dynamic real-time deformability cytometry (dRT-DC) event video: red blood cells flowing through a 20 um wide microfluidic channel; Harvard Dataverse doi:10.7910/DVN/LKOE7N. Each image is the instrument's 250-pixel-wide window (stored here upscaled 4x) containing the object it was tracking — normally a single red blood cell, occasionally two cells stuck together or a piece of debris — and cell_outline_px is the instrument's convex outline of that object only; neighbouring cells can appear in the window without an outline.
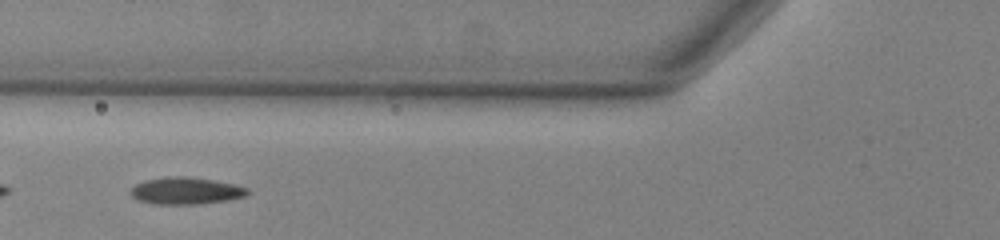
{"species": "common noctule bat (a hibernating species)", "species_latin": "Nyctalus noctula", "temperature_condition": "warm", "stored_images_in_passage": 36, "camera_frame_rate_fps": 3000, "um_per_image_px": 0.085, "animal": {"sex": "male", "body_mass_g": 13.0, "forearm_length_mm": 53.1}, "frame": {"image": 1, "passage_image": 6, "time_ms": 1.667, "image_size_px": [1000, 240], "cell_outline_px": [[248, 192], [244, 196], [228, 200], [196, 204], [152, 204], [140, 200], [132, 196], [128, 192], [136, 184], [148, 180], [168, 176], [188, 176], [212, 180], [232, 184], [248, 188]], "centroid_in_image_um": [15.77, 16.22], "position_along_channel_um": 110.0, "area_um2": 18.15}, "authors_computed_cell_mechanics": {"area_um2": 17.7446, "velocity_mm_per_s": 3.7789, "shape_relaxation_time_tau1_ms": 4.2455, "shape_relaxation_time_tau2_ms": 2.1352, "deformation_change_tau1": 0.1547, "deformation_change_tau2": 0.1052}}